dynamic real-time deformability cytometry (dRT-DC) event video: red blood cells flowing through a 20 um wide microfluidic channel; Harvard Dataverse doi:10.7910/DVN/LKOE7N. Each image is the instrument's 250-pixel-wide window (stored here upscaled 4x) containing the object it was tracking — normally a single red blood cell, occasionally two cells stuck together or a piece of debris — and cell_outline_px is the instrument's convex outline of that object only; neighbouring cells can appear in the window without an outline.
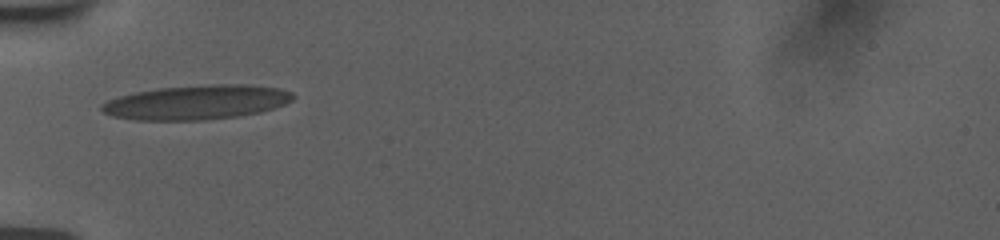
{"species": "human", "species_latin": "Homo sapiens", "temperature_condition": "room temperature", "stored_images_in_passage": 51, "camera_frame_rate_fps": 3000, "um_per_image_px": 0.085, "donor": {"sex": "female"}, "frame": {"image": 1, "passage_image": 1, "time_ms": 0.0, "image_size_px": [1000, 240], "cell_outline_px": [[296, 96], [292, 100], [284, 104], [260, 112], [236, 116], [204, 120], [136, 120], [112, 116], [104, 112], [100, 108], [100, 104], [108, 100], [120, 96], [136, 92], [160, 88], [212, 84], [252, 84], [280, 88], [292, 92]], "centroid_in_image_um": [16.73, 8.69], "position_along_channel_um": 68.3, "area_um2": 38.32}}
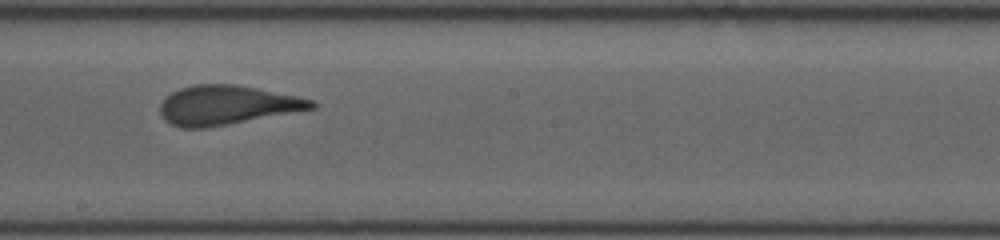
{"frame": {"image": 2, "passage_image": 28, "time_ms": 4.333, "image_size_px": [1000, 240], "cell_outline_px": [[320, 104], [316, 108], [228, 124], [204, 128], [180, 128], [164, 120], [160, 112], [160, 104], [164, 96], [180, 88], [196, 84], [236, 84], [316, 100]], "centroid_in_image_um": [19.28, 8.93], "position_along_channel_um": 228.9, "area_um2": 34.68}}
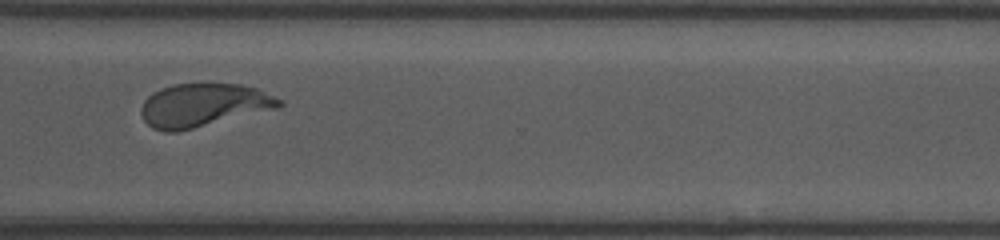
{"frame": {"image": 3, "passage_image": 50, "time_ms": 7.667, "image_size_px": [1000, 240], "cell_outline_px": [[284, 104], [280, 108], [176, 132], [164, 132], [152, 128], [144, 120], [140, 112], [140, 108], [144, 100], [152, 92], [160, 88], [172, 84], [240, 84], [256, 88], [284, 100]], "centroid_in_image_um": [17.29, 8.94], "position_along_channel_um": 353.3, "area_um2": 35.03}}